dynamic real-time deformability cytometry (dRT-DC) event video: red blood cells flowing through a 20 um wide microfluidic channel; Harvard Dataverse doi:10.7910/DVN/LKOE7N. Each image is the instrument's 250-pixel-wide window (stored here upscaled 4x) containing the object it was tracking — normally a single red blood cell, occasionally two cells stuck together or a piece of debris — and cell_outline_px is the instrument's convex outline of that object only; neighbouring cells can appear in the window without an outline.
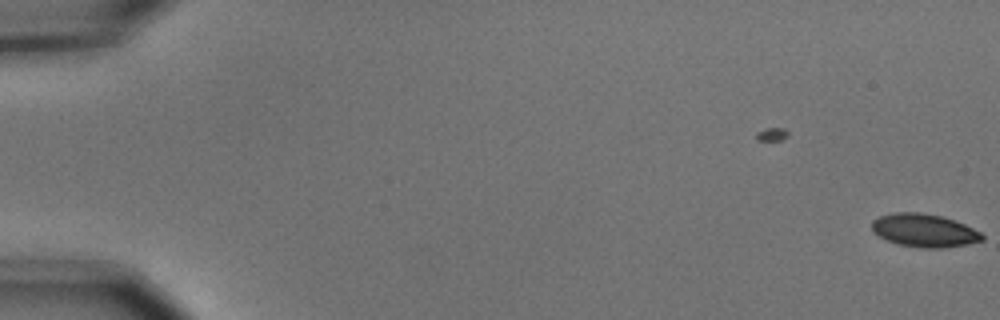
{"species": "common noctule bat (a hibernating species)", "species_latin": "Nyctalus noctula", "temperature_condition": "cold", "stored_images_in_passage": 2, "camera_frame_rate_fps": 3000, "um_per_image_px": 0.085, "animal": {"sex": "male", "body_mass_g": 15.6}, "frame": {"image": 1, "passage_image": 2, "time_ms": 0.333, "image_size_px": [1000, 320], "cell_outline_px": [[984, 240], [968, 244], [940, 248], [920, 248], [900, 244], [888, 240], [872, 232], [872, 220], [880, 216], [896, 212], [920, 212], [940, 216], [964, 224], [980, 232], [984, 236]], "centroid_in_image_um": [78.55, 19.59], "position_along_channel_um": 6.4, "area_um2": 21.1}}